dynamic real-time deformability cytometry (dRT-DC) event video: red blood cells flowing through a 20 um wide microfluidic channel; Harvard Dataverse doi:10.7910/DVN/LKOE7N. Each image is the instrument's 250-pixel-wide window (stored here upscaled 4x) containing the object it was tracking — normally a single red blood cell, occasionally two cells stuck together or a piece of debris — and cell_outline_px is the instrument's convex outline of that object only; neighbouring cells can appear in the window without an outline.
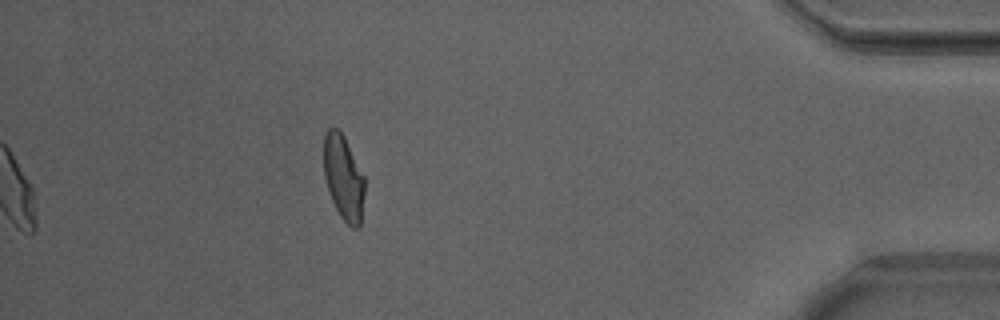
{"species": "Egyptian fruit bat (a non-hibernating species)", "species_latin": "Rousettus aegyptiacus", "temperature_condition": "warm", "stored_images_in_passage": 37, "camera_frame_rate_fps": 3000, "um_per_image_px": 0.085, "animal": {"sex": "male"}, "frame": {"image": 1, "passage_image": 37, "time_ms": 12.0, "image_size_px": [1000, 320], "cell_outline_px": [[364, 192], [360, 228], [352, 228], [340, 216], [332, 200], [324, 176], [324, 136], [328, 128], [336, 128], [344, 136], [364, 176]], "centroid_in_image_um": [29.2, 15.11], "position_along_channel_um": 406.0, "area_um2": 20.0}, "authors_computed_cell_mechanics": {"area_um2": 20.5768, "velocity_mm_per_s": 3.8672, "shape_relaxation_time_tau1_ms": 4.7542, "shape_relaxation_time_tau2_ms": 1.3915, "deformation_change_tau1": 0.1747, "deformation_change_tau2": 0.0676}}